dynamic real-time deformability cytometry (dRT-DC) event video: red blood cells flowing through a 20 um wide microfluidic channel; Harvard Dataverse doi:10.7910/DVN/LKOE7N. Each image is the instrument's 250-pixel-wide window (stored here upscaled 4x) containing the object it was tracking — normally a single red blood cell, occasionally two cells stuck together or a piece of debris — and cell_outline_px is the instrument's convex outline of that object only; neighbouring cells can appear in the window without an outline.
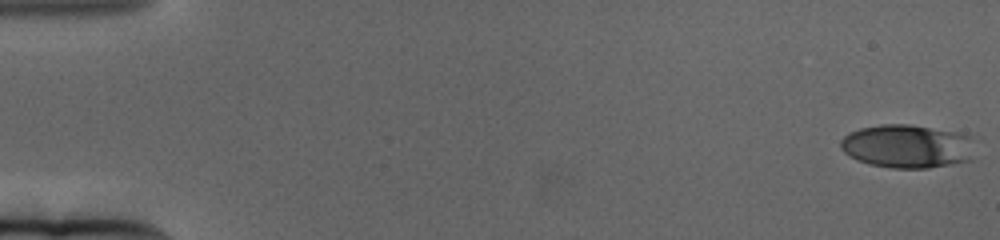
{"species": "human", "species_latin": "Homo sapiens", "temperature_condition": "cold", "stored_images_in_passage": 65, "camera_frame_rate_fps": 3000, "um_per_image_px": 0.085, "donor": {"sex": "female"}, "frame": {"image": 1, "passage_image": 1, "time_ms": 0.0, "image_size_px": [1000, 240], "cell_outline_px": [[972, 160], [928, 168], [892, 168], [868, 164], [856, 160], [848, 156], [840, 148], [840, 140], [848, 132], [860, 128], [880, 124], [908, 124], [956, 132], [968, 136]], "centroid_in_image_um": [77.01, 12.44], "position_along_channel_um": 8.0, "area_um2": 33.87}}
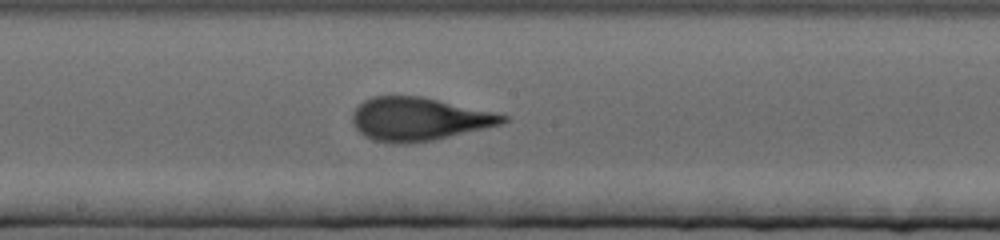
{"frame": {"image": 2, "passage_image": 36, "time_ms": 11.667, "image_size_px": [1000, 240], "cell_outline_px": [[508, 120], [500, 124], [432, 140], [408, 144], [396, 144], [372, 140], [364, 136], [356, 128], [352, 120], [352, 116], [356, 108], [364, 100], [372, 96], [420, 96], [492, 112], [508, 116]], "centroid_in_image_um": [35.53, 10.13], "position_along_channel_um": 212.7, "area_um2": 37.34}}
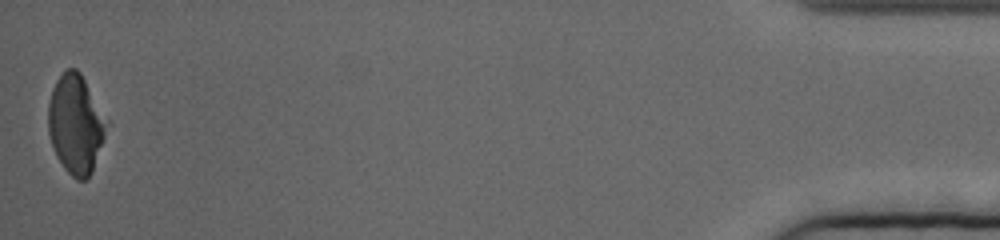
{"frame": {"image": 3, "passage_image": 65, "time_ms": 21.333, "image_size_px": [1000, 240], "cell_outline_px": [[104, 136], [92, 172], [88, 180], [76, 180], [64, 168], [56, 156], [48, 132], [48, 104], [52, 88], [56, 80], [68, 68], [76, 68], [80, 72], [84, 80], [104, 124]], "centroid_in_image_um": [6.35, 10.61], "position_along_channel_um": 428.9, "area_um2": 32.31}, "authors_computed_cell_mechanics": {"area_um2": 36.0094, "velocity_mm_per_s": 3.1285, "shape_relaxation_time_tau1_ms": 4.203, "shape_relaxation_time_tau2_ms": 1.0995, "deformation_change_tau1": 0.1976, "deformation_change_tau2": 0.0971}}